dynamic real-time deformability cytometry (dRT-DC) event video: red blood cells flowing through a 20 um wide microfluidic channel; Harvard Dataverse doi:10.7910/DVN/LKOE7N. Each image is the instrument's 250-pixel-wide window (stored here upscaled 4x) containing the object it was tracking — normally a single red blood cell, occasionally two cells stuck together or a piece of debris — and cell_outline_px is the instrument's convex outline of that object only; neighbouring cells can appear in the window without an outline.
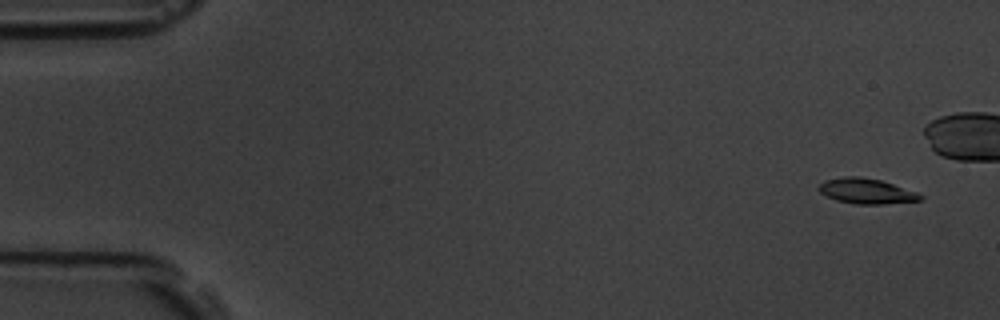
{"species": "common noctule bat (a hibernating species)", "species_latin": "Nyctalus noctula", "temperature_condition": "room temperature", "stored_images_in_passage": 46, "camera_frame_rate_fps": 3000, "um_per_image_px": 0.085, "animal": {"sex": "male", "body_mass_g": 19.5, "forearm_length_mm": 54.6}, "frame": {"image": 1, "passage_image": 3, "time_ms": 0.667, "image_size_px": [1000, 320], "cell_outline_px": [[924, 196], [920, 200], [884, 204], [856, 204], [836, 200], [820, 192], [816, 188], [824, 180], [844, 176], [860, 176], [880, 180], [916, 192]], "centroid_in_image_um": [73.6, 16.24], "position_along_channel_um": 11.4, "area_um2": 14.85}}
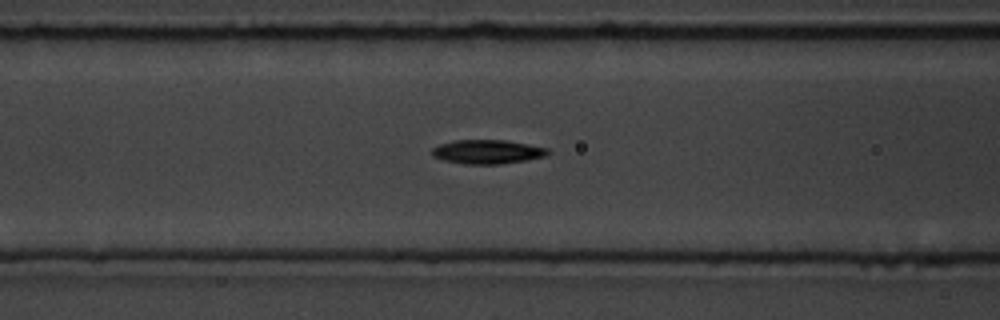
{"frame": {"image": 2, "passage_image": 23, "time_ms": 7.333, "image_size_px": [1000, 320], "cell_outline_px": [[552, 152], [544, 156], [528, 160], [500, 164], [464, 164], [444, 160], [432, 156], [432, 148], [440, 144], [452, 140], [504, 140], [528, 144], [548, 148]], "centroid_in_image_um": [41.44, 12.9], "position_along_channel_um": 125.2, "area_um2": 16.3}}
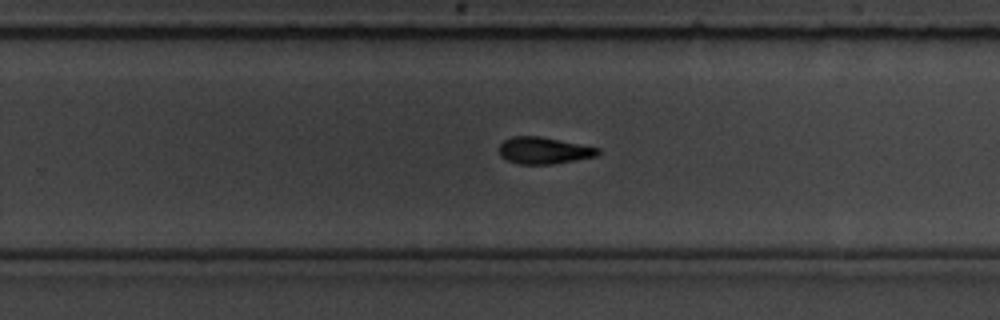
{"frame": {"image": 3, "passage_image": 36, "time_ms": 11.667, "image_size_px": [1000, 320], "cell_outline_px": [[600, 152], [596, 156], [576, 160], [552, 164], [520, 164], [508, 160], [500, 156], [500, 144], [504, 140], [512, 136], [540, 136], [600, 148]], "centroid_in_image_um": [46.23, 12.79], "position_along_channel_um": 283.6, "area_um2": 15.32}}